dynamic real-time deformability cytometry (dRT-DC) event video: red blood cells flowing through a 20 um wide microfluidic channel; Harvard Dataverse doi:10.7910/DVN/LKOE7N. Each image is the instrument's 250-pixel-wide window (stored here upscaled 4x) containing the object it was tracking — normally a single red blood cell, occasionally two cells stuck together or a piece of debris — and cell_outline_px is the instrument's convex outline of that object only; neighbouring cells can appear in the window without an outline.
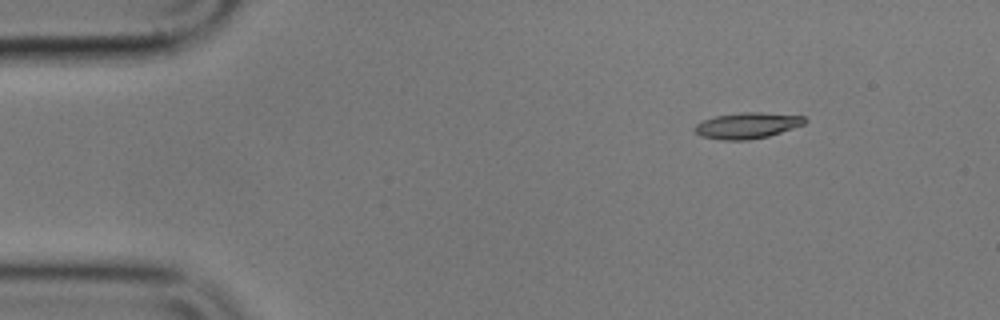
{"species": "common noctule bat (a hibernating species)", "species_latin": "Nyctalus noctula", "temperature_condition": "cold", "stored_images_in_passage": 13, "camera_frame_rate_fps": 3000, "um_per_image_px": 0.085, "animal": {"sex": "male", "body_mass_g": 17.9}, "frame": {"image": 1, "passage_image": 1, "time_ms": 0.0, "image_size_px": [1000, 320], "cell_outline_px": [[808, 120], [804, 124], [768, 136], [748, 140], [720, 140], [700, 136], [692, 128], [700, 120], [716, 116], [740, 112], [760, 112], [804, 116]], "centroid_in_image_um": [63.47, 10.66], "position_along_channel_um": 21.5, "area_um2": 16.76}}
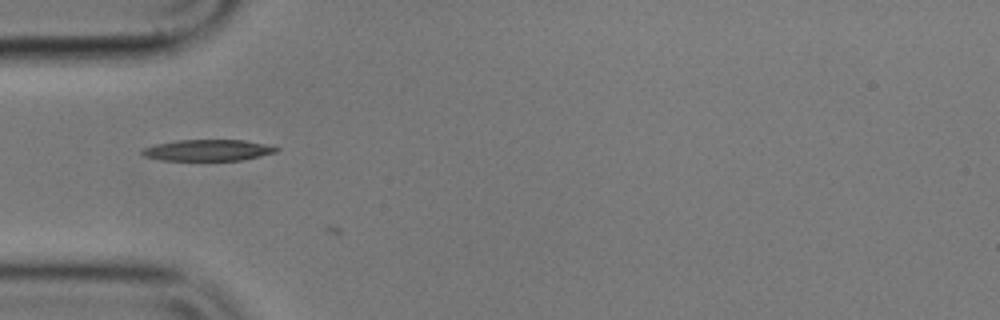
{"frame": {"image": 2, "passage_image": 11, "time_ms": 3.333, "image_size_px": [1000, 320], "cell_outline_px": [[280, 148], [276, 152], [260, 156], [240, 160], [160, 160], [144, 156], [140, 152], [144, 148], [156, 144], [180, 140], [244, 140], [264, 144]], "centroid_in_image_um": [17.66, 12.77], "position_along_channel_um": 67.3, "area_um2": 16.42}}